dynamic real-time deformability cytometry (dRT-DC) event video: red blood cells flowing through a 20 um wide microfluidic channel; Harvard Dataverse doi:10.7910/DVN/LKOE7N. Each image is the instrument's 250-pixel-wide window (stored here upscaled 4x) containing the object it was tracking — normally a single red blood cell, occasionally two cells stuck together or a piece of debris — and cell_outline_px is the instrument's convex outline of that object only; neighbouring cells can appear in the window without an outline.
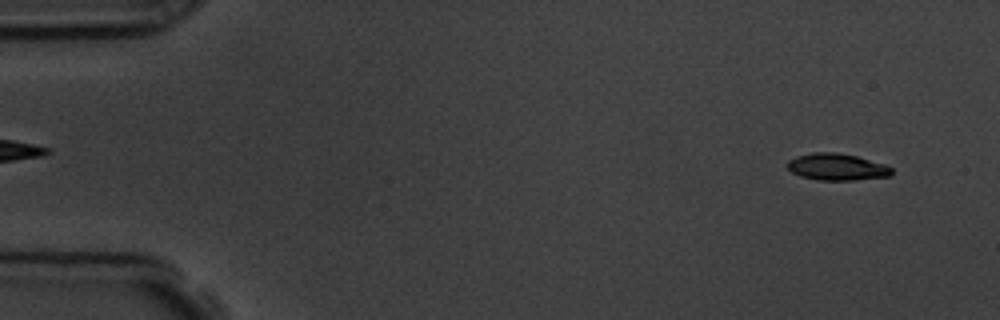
{"species": "common noctule bat (a hibernating species)", "species_latin": "Nyctalus noctula", "temperature_condition": "room temperature", "stored_images_in_passage": 8, "camera_frame_rate_fps": 3000, "um_per_image_px": 0.085, "animal": {"sex": "male", "body_mass_g": 19.5, "forearm_length_mm": 54.6}, "frame": {"image": 1, "passage_image": 1, "time_ms": 0.0, "image_size_px": [1000, 320], "cell_outline_px": [[892, 176], [852, 180], [816, 180], [800, 176], [792, 172], [784, 164], [788, 160], [796, 156], [812, 152], [836, 152], [856, 156], [884, 164], [892, 168]], "centroid_in_image_um": [71.1, 14.19], "position_along_channel_um": 13.9, "area_um2": 16.42}}
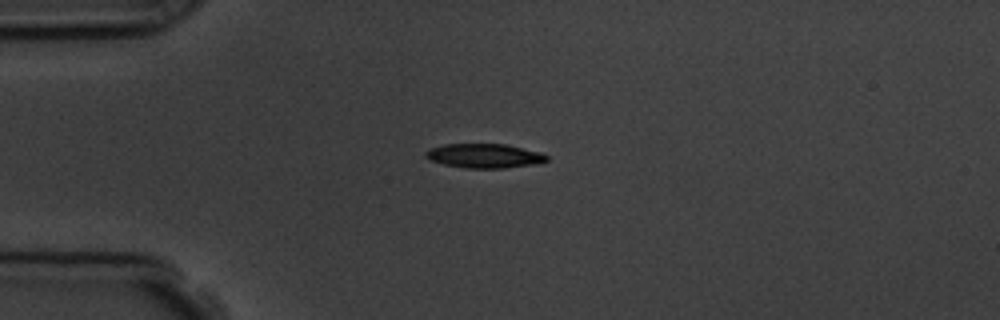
{"frame": {"image": 2, "passage_image": 4, "time_ms": 3.333, "image_size_px": [1000, 320], "cell_outline_px": [[548, 160], [532, 164], [504, 168], [464, 168], [444, 164], [432, 160], [424, 156], [424, 152], [428, 148], [444, 144], [504, 144], [540, 152], [548, 156]], "centroid_in_image_um": [41.12, 13.24], "position_along_channel_um": 43.9, "area_um2": 16.99}}